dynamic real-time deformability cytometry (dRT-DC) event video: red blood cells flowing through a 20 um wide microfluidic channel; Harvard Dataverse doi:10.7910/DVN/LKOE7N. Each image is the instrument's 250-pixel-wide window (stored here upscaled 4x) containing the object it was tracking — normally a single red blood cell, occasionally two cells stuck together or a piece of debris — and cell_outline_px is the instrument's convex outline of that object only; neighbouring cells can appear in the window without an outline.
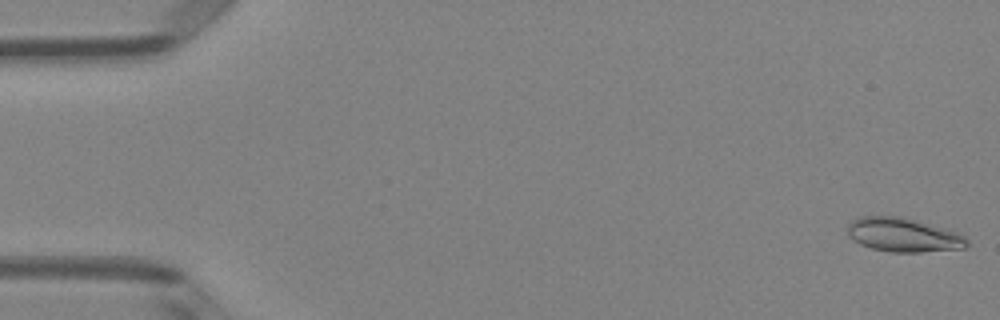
{"species": "Egyptian fruit bat (a non-hibernating species)", "species_latin": "Rousettus aegyptiacus", "temperature_condition": "room temperature", "stored_images_in_passage": 50, "camera_frame_rate_fps": 3000, "um_per_image_px": 0.085, "animal": {"sex": "female"}, "frame": {"image": 1, "passage_image": 1, "time_ms": 0.0, "image_size_px": [1000, 320], "cell_outline_px": [[968, 244], [964, 248], [920, 252], [888, 252], [872, 248], [860, 244], [848, 236], [848, 224], [852, 220], [860, 216], [900, 216], [916, 220], [960, 232], [968, 240]], "centroid_in_image_um": [76.79, 19.96], "position_along_channel_um": 8.2, "area_um2": 23.76}}
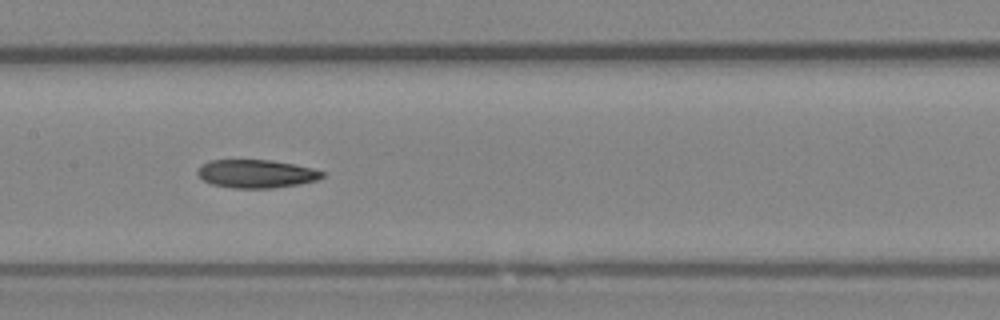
{"frame": {"image": 2, "passage_image": 25, "time_ms": 8.0, "image_size_px": [1000, 320], "cell_outline_px": [[324, 176], [316, 180], [300, 184], [272, 188], [232, 188], [212, 184], [204, 180], [196, 172], [208, 160], [272, 160], [312, 168], [324, 172]], "centroid_in_image_um": [21.79, 14.77], "position_along_channel_um": 185.6, "area_um2": 20.35}}
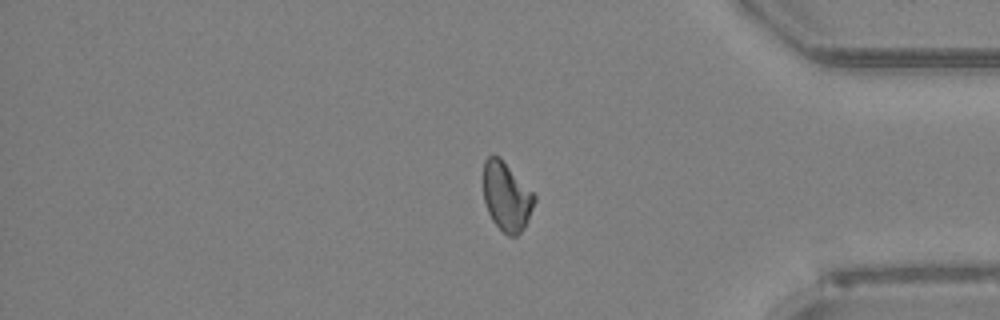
{"frame": {"image": 3, "passage_image": 42, "time_ms": 13.667, "image_size_px": [1000, 320], "cell_outline_px": [[536, 200], [528, 220], [524, 228], [516, 236], [508, 236], [492, 220], [488, 212], [484, 200], [484, 160], [488, 156], [500, 156], [536, 196]], "centroid_in_image_um": [43.06, 16.7], "position_along_channel_um": 392.1, "area_um2": 20.35}}